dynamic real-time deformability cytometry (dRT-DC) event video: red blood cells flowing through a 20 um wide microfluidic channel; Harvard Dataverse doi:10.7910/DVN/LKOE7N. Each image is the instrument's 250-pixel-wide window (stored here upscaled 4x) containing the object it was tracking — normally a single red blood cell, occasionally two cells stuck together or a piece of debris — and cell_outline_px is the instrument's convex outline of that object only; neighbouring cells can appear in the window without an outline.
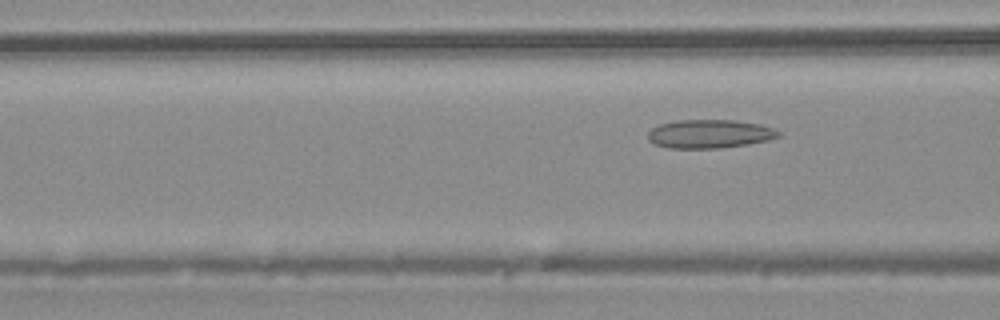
{"species": "common noctule bat (a hibernating species)", "species_latin": "Nyctalus noctula", "temperature_condition": "warm", "stored_images_in_passage": 3, "camera_frame_rate_fps": 3000, "um_per_image_px": 0.085, "animal": {"sex": "male", "body_mass_g": 20.4}, "frame": {"image": 1, "passage_image": 3, "time_ms": 0.667, "image_size_px": [1000, 320], "cell_outline_px": [[784, 132], [780, 136], [768, 140], [748, 144], [720, 148], [668, 148], [656, 144], [648, 140], [648, 132], [652, 128], [660, 124], [676, 120], [736, 120], [760, 124]], "centroid_in_image_um": [60.34, 11.37], "position_along_channel_um": 106.3, "area_um2": 21.85}}